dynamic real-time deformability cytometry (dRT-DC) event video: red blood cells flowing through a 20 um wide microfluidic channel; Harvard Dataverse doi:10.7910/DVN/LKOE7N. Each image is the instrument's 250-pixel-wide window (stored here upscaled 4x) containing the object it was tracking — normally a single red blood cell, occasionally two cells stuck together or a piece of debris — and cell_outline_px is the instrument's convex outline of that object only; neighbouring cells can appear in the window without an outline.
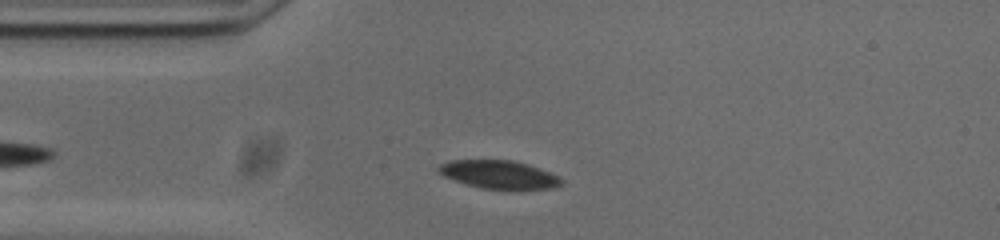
{"species": "common noctule bat (a hibernating species)", "species_latin": "Nyctalus noctula", "temperature_condition": "cold", "stored_images_in_passage": 44, "camera_frame_rate_fps": 3000, "um_per_image_px": 0.085, "animal": {"sex": "male", "body_mass_g": 20.0, "forearm_length_mm": 53.3}, "frame": {"image": 1, "passage_image": 6, "time_ms": 1.667, "image_size_px": [1000, 240], "cell_outline_px": [[564, 180], [560, 184], [548, 188], [480, 188], [444, 176], [436, 168], [440, 164], [448, 160], [512, 160], [528, 164], [548, 172]], "centroid_in_image_um": [42.35, 14.8], "position_along_channel_um": 42.7, "area_um2": 19.54}}
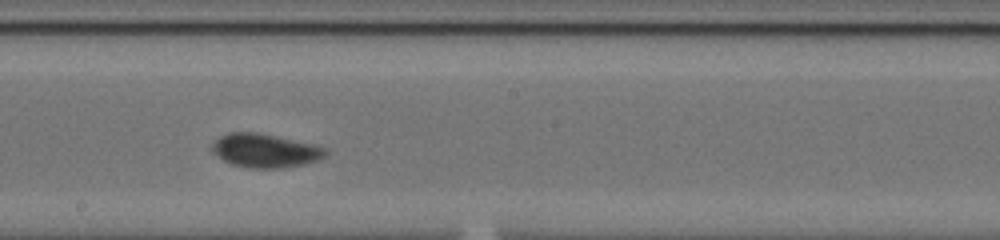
{"frame": {"image": 2, "passage_image": 22, "time_ms": 7.0, "image_size_px": [1000, 240], "cell_outline_px": [[328, 152], [324, 156], [316, 160], [304, 164], [280, 168], [248, 168], [232, 164], [224, 160], [212, 148], [212, 144], [220, 136], [228, 132], [256, 132], [276, 136], [312, 144], [324, 148]], "centroid_in_image_um": [22.53, 12.8], "position_along_channel_um": 225.7, "area_um2": 21.85}}
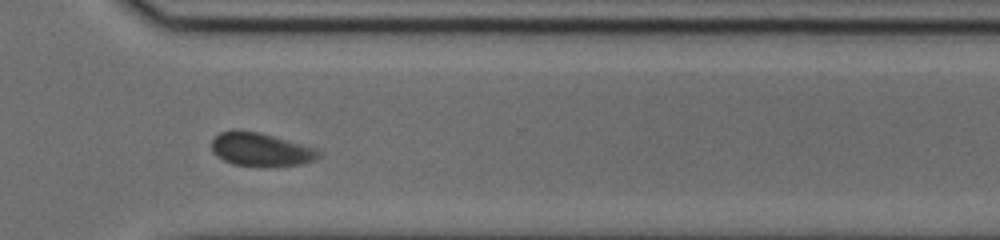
{"frame": {"image": 3, "passage_image": 32, "time_ms": 10.333, "image_size_px": [1000, 240], "cell_outline_px": [[320, 156], [312, 160], [300, 164], [232, 164], [216, 156], [212, 152], [212, 140], [220, 132], [260, 132], [312, 148], [320, 152]], "centroid_in_image_um": [22.1, 12.69], "position_along_channel_um": 348.5, "area_um2": 19.42}, "authors_computed_cell_mechanics": {"area_um2": 20.519, "velocity_mm_per_s": 3.6721, "shape_relaxation_time_tau1_ms": 7.765, "shape_relaxation_time_tau2_ms": 2.9425, "deformation_change_tau1": 0.1587, "deformation_change_tau2": 0.054}}